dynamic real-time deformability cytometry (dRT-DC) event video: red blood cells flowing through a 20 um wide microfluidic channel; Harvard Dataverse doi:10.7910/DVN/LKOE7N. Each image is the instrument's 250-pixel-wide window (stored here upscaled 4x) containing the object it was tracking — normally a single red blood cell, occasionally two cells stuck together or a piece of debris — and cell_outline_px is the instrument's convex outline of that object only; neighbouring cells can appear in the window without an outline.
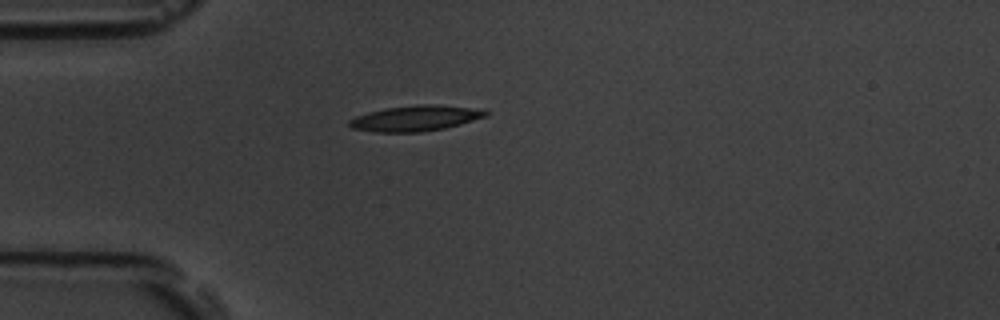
{"species": "common noctule bat (a hibernating species)", "species_latin": "Nyctalus noctula", "temperature_condition": "room temperature", "stored_images_in_passage": 35, "camera_frame_rate_fps": 3000, "um_per_image_px": 0.085, "animal": {"sex": "male", "body_mass_g": 19.5, "forearm_length_mm": 54.6}, "frame": {"image": 1, "passage_image": 1, "time_ms": 0.0, "image_size_px": [1000, 320], "cell_outline_px": [[488, 116], [460, 124], [444, 128], [420, 132], [376, 132], [352, 128], [348, 124], [348, 120], [356, 116], [368, 112], [384, 108], [416, 104], [432, 104], [468, 108], [488, 112]], "centroid_in_image_um": [35.24, 10.05], "position_along_channel_um": 49.8, "area_um2": 20.11}}
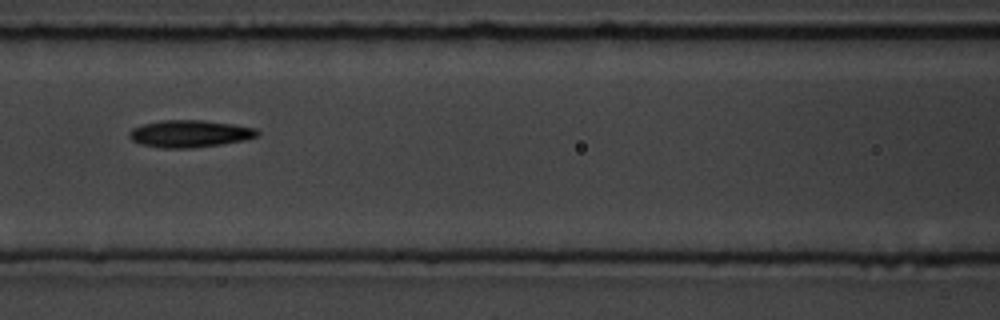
{"frame": {"image": 2, "passage_image": 10, "time_ms": 3.0, "image_size_px": [1000, 320], "cell_outline_px": [[260, 136], [244, 140], [220, 144], [192, 148], [160, 148], [140, 144], [132, 140], [128, 136], [128, 132], [132, 128], [140, 124], [164, 120], [204, 120], [232, 124], [256, 128], [260, 132]], "centroid_in_image_um": [16.11, 11.36], "position_along_channel_um": 150.5, "area_um2": 20.46}}
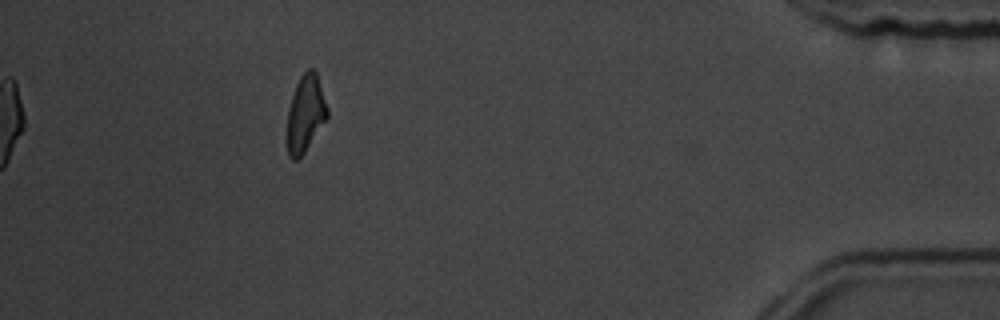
{"frame": {"image": 3, "passage_image": 35, "time_ms": 11.333, "image_size_px": [1000, 320], "cell_outline_px": [[328, 116], [304, 152], [296, 160], [292, 160], [288, 156], [288, 108], [296, 84], [300, 76], [308, 68], [312, 68], [316, 72], [328, 108]], "centroid_in_image_um": [25.97, 9.63], "position_along_channel_um": 409.2, "area_um2": 17.63}, "authors_computed_cell_mechanics": {"area_um2": 19.2474, "velocity_mm_per_s": 3.7774, "shape_relaxation_time_tau1_ms": 2.7459, "shape_relaxation_time_tau2_ms": 4.3966, "deformation_change_tau1": 0.1265, "deformation_change_tau2": 0.1277}}